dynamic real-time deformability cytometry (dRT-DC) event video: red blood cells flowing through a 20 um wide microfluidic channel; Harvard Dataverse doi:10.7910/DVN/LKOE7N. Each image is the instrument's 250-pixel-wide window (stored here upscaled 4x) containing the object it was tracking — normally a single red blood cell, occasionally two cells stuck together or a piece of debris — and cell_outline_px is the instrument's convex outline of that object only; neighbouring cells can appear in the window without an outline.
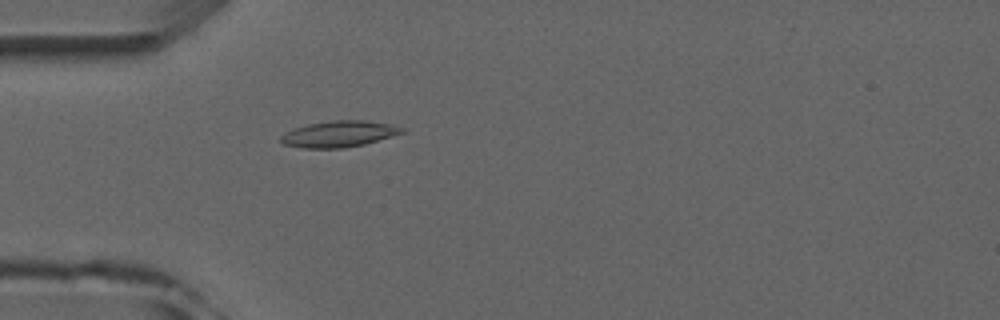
{"species": "common noctule bat (a hibernating species)", "species_latin": "Nyctalus noctula", "temperature_condition": "room temperature", "stored_images_in_passage": 5, "camera_frame_rate_fps": 3000, "um_per_image_px": 0.085, "animal": {"sex": "male", "forearm_length_mm": 52.5}, "frame": {"image": 1, "passage_image": 5, "time_ms": 4.667, "image_size_px": [1000, 320], "cell_outline_px": [[404, 132], [392, 136], [364, 144], [344, 148], [304, 148], [284, 144], [280, 140], [280, 136], [284, 132], [292, 128], [308, 124], [332, 120], [368, 120], [392, 124], [404, 128]], "centroid_in_image_um": [28.8, 11.37], "position_along_channel_um": 56.2, "area_um2": 18.61}}